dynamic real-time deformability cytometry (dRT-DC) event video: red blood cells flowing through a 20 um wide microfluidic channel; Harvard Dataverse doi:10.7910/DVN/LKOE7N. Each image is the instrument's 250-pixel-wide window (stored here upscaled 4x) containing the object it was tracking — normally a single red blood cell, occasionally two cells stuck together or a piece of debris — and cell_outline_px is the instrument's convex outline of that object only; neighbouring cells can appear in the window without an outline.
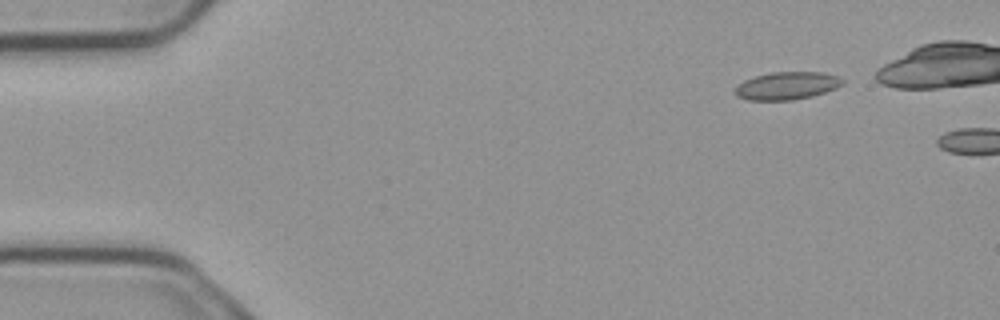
{"species": "common noctule bat (a hibernating species)", "species_latin": "Nyctalus noctula", "temperature_condition": "cold", "stored_images_in_passage": 2, "camera_frame_rate_fps": 3000, "um_per_image_px": 0.085, "animal": {"sex": "male", "body_mass_g": 23.1, "forearm_length_mm": 52.7}, "frame": {"image": 1, "passage_image": 1, "time_ms": 0.0, "image_size_px": [1000, 320], "cell_outline_px": [[844, 84], [836, 88], [812, 96], [792, 100], [748, 100], [736, 96], [736, 88], [744, 80], [756, 76], [772, 72], [824, 72], [840, 76], [844, 80]], "centroid_in_image_um": [66.94, 7.28], "position_along_channel_um": 18.1, "area_um2": 17.34}}